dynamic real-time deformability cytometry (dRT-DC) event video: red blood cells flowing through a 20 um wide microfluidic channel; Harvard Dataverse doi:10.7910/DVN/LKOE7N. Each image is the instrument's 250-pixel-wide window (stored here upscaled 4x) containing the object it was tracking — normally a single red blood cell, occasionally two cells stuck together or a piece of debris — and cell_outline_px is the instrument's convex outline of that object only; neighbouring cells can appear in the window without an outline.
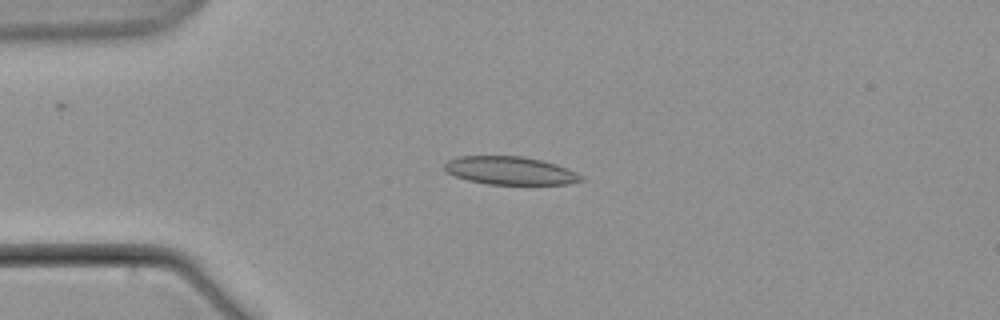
{"species": "common noctule bat (a hibernating species)", "species_latin": "Nyctalus noctula", "temperature_condition": "warm", "stored_images_in_passage": 4, "camera_frame_rate_fps": 3000, "um_per_image_px": 0.085, "animal": {"sex": "male", "body_mass_g": 21.5, "forearm_length_mm": 52.0}, "frame": {"image": 1, "passage_image": 3, "time_ms": 2.0, "image_size_px": [1000, 320], "cell_outline_px": [[584, 180], [568, 184], [488, 184], [468, 180], [444, 172], [444, 164], [448, 160], [456, 156], [520, 156], [540, 160], [556, 164], [568, 168], [584, 176]], "centroid_in_image_um": [43.35, 14.5], "position_along_channel_um": 41.6, "area_um2": 22.43}}